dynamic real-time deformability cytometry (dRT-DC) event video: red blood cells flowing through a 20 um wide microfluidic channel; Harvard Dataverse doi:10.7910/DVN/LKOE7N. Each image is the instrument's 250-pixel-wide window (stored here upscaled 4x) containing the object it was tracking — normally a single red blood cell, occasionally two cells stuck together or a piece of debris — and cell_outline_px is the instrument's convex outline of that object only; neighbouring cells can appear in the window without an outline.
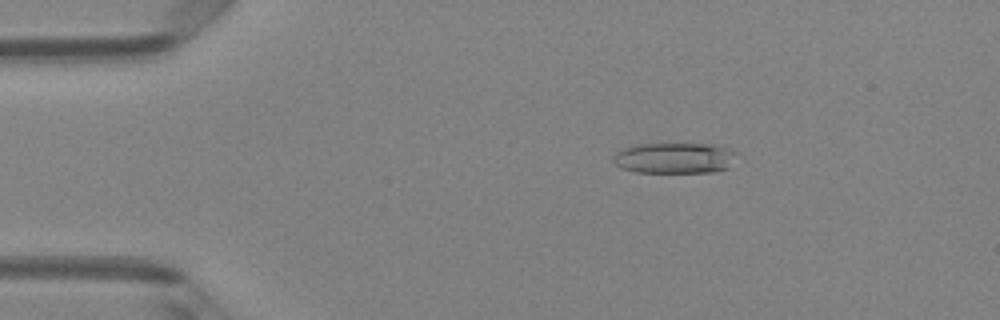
{"species": "Egyptian fruit bat (a non-hibernating species)", "species_latin": "Rousettus aegyptiacus", "temperature_condition": "room temperature", "stored_images_in_passage": 6, "camera_frame_rate_fps": 3000, "um_per_image_px": 0.085, "animal": {"sex": "female"}, "frame": {"image": 1, "passage_image": 2, "time_ms": 0.333, "image_size_px": [1000, 320], "cell_outline_px": [[736, 152], [728, 168], [712, 172], [636, 172], [620, 168], [612, 160], [612, 156], [616, 152], [624, 148], [636, 144], [720, 144]], "centroid_in_image_um": [57.31, 13.42], "position_along_channel_um": 27.7, "area_um2": 22.2}}
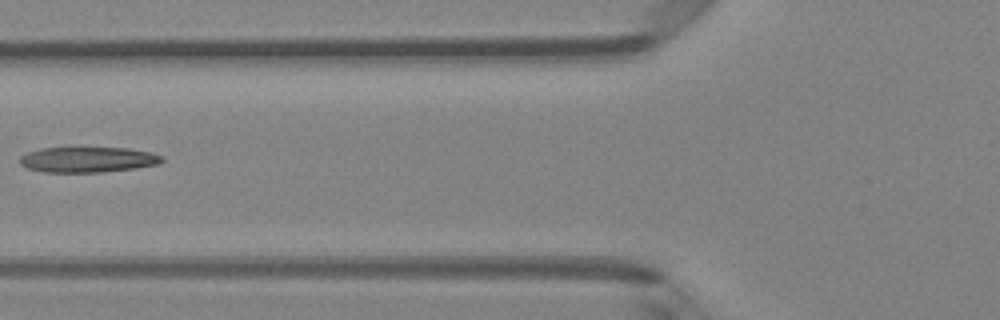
{"frame": {"image": 2, "passage_image": 5, "time_ms": 1.333, "image_size_px": [1000, 320], "cell_outline_px": [[164, 160], [156, 164], [132, 168], [100, 172], [44, 172], [28, 168], [20, 164], [20, 156], [28, 152], [40, 148], [124, 148], [152, 152], [160, 156]], "centroid_in_image_um": [7.41, 13.56], "position_along_channel_um": 118.4, "area_um2": 20.75}}
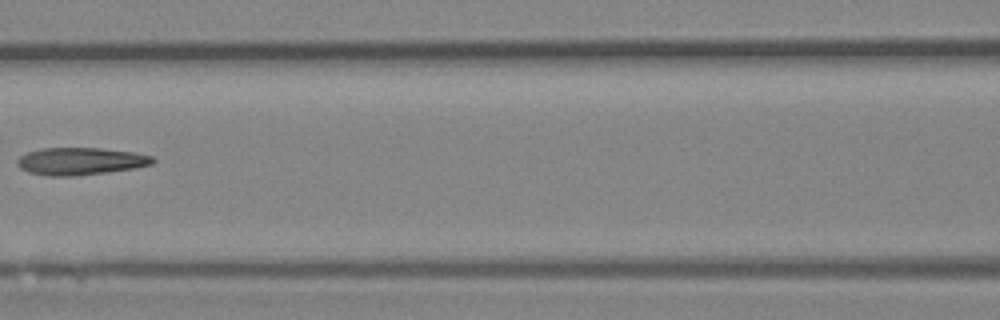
{"frame": {"image": 3, "passage_image": 6, "time_ms": 1.667, "image_size_px": [1000, 320], "cell_outline_px": [[156, 160], [152, 164], [132, 168], [104, 172], [72, 176], [48, 176], [28, 172], [20, 168], [16, 164], [16, 160], [20, 156], [28, 152], [40, 148], [100, 148], [136, 152], [152, 156]], "centroid_in_image_um": [6.81, 13.69], "position_along_channel_um": 159.8, "area_um2": 21.56}}